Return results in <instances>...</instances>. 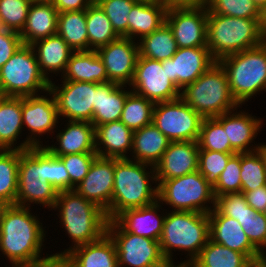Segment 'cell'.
<instances>
[{
    "instance_id": "obj_1",
    "label": "cell",
    "mask_w": 266,
    "mask_h": 267,
    "mask_svg": "<svg viewBox=\"0 0 266 267\" xmlns=\"http://www.w3.org/2000/svg\"><path fill=\"white\" fill-rule=\"evenodd\" d=\"M32 214L30 207L14 204L0 220V251L12 267H33L53 257L41 258L45 231L38 216Z\"/></svg>"
},
{
    "instance_id": "obj_2",
    "label": "cell",
    "mask_w": 266,
    "mask_h": 267,
    "mask_svg": "<svg viewBox=\"0 0 266 267\" xmlns=\"http://www.w3.org/2000/svg\"><path fill=\"white\" fill-rule=\"evenodd\" d=\"M113 182L111 206L106 212L108 221L124 210L146 207L157 201L158 188L156 185L152 188L150 183H157L155 167L150 164L114 158Z\"/></svg>"
},
{
    "instance_id": "obj_3",
    "label": "cell",
    "mask_w": 266,
    "mask_h": 267,
    "mask_svg": "<svg viewBox=\"0 0 266 267\" xmlns=\"http://www.w3.org/2000/svg\"><path fill=\"white\" fill-rule=\"evenodd\" d=\"M57 209L59 222L74 245L52 254L53 257H63L72 248L97 241L106 233L108 219L105 211L75 190L58 192L53 210Z\"/></svg>"
},
{
    "instance_id": "obj_4",
    "label": "cell",
    "mask_w": 266,
    "mask_h": 267,
    "mask_svg": "<svg viewBox=\"0 0 266 267\" xmlns=\"http://www.w3.org/2000/svg\"><path fill=\"white\" fill-rule=\"evenodd\" d=\"M170 212L165 215L159 239L162 255L169 264H173L172 250L187 251L189 259L181 264H191L210 239L209 214L191 211Z\"/></svg>"
},
{
    "instance_id": "obj_5",
    "label": "cell",
    "mask_w": 266,
    "mask_h": 267,
    "mask_svg": "<svg viewBox=\"0 0 266 267\" xmlns=\"http://www.w3.org/2000/svg\"><path fill=\"white\" fill-rule=\"evenodd\" d=\"M260 20L214 14L207 9V47L212 57L219 61L261 45L266 39L260 30Z\"/></svg>"
},
{
    "instance_id": "obj_6",
    "label": "cell",
    "mask_w": 266,
    "mask_h": 267,
    "mask_svg": "<svg viewBox=\"0 0 266 267\" xmlns=\"http://www.w3.org/2000/svg\"><path fill=\"white\" fill-rule=\"evenodd\" d=\"M181 98L203 118H214L240 107L231 93L226 71L218 61L181 90Z\"/></svg>"
},
{
    "instance_id": "obj_7",
    "label": "cell",
    "mask_w": 266,
    "mask_h": 267,
    "mask_svg": "<svg viewBox=\"0 0 266 267\" xmlns=\"http://www.w3.org/2000/svg\"><path fill=\"white\" fill-rule=\"evenodd\" d=\"M218 62L226 71L231 93L239 105L266 89V40Z\"/></svg>"
},
{
    "instance_id": "obj_8",
    "label": "cell",
    "mask_w": 266,
    "mask_h": 267,
    "mask_svg": "<svg viewBox=\"0 0 266 267\" xmlns=\"http://www.w3.org/2000/svg\"><path fill=\"white\" fill-rule=\"evenodd\" d=\"M49 86L50 81L42 74L31 45L22 44L0 69L1 96L39 95L47 92Z\"/></svg>"
},
{
    "instance_id": "obj_9",
    "label": "cell",
    "mask_w": 266,
    "mask_h": 267,
    "mask_svg": "<svg viewBox=\"0 0 266 267\" xmlns=\"http://www.w3.org/2000/svg\"><path fill=\"white\" fill-rule=\"evenodd\" d=\"M156 182L157 200L161 204L165 202L171 206L172 211L209 214L215 207L213 187L199 171L169 180H156ZM210 203L213 205L211 206ZM207 204H210V207Z\"/></svg>"
},
{
    "instance_id": "obj_10",
    "label": "cell",
    "mask_w": 266,
    "mask_h": 267,
    "mask_svg": "<svg viewBox=\"0 0 266 267\" xmlns=\"http://www.w3.org/2000/svg\"><path fill=\"white\" fill-rule=\"evenodd\" d=\"M106 233L117 252L118 267H168L159 241L125 231L114 219L107 222Z\"/></svg>"
},
{
    "instance_id": "obj_11",
    "label": "cell",
    "mask_w": 266,
    "mask_h": 267,
    "mask_svg": "<svg viewBox=\"0 0 266 267\" xmlns=\"http://www.w3.org/2000/svg\"><path fill=\"white\" fill-rule=\"evenodd\" d=\"M203 119L179 97L155 103L152 124L171 142L197 141Z\"/></svg>"
},
{
    "instance_id": "obj_12",
    "label": "cell",
    "mask_w": 266,
    "mask_h": 267,
    "mask_svg": "<svg viewBox=\"0 0 266 267\" xmlns=\"http://www.w3.org/2000/svg\"><path fill=\"white\" fill-rule=\"evenodd\" d=\"M39 178V146L19 150L16 205L30 207L33 203L52 210L58 191L51 183L41 182Z\"/></svg>"
},
{
    "instance_id": "obj_13",
    "label": "cell",
    "mask_w": 266,
    "mask_h": 267,
    "mask_svg": "<svg viewBox=\"0 0 266 267\" xmlns=\"http://www.w3.org/2000/svg\"><path fill=\"white\" fill-rule=\"evenodd\" d=\"M132 91L153 103L181 97V91L170 81L166 72V60L158 61L141 57L137 60L132 82Z\"/></svg>"
},
{
    "instance_id": "obj_14",
    "label": "cell",
    "mask_w": 266,
    "mask_h": 267,
    "mask_svg": "<svg viewBox=\"0 0 266 267\" xmlns=\"http://www.w3.org/2000/svg\"><path fill=\"white\" fill-rule=\"evenodd\" d=\"M59 86L52 81L49 86V91L56 101L59 117H66L67 121L91 123L95 109L96 83L62 81Z\"/></svg>"
},
{
    "instance_id": "obj_15",
    "label": "cell",
    "mask_w": 266,
    "mask_h": 267,
    "mask_svg": "<svg viewBox=\"0 0 266 267\" xmlns=\"http://www.w3.org/2000/svg\"><path fill=\"white\" fill-rule=\"evenodd\" d=\"M50 98L44 95H33L22 97V118L23 126L30 131L23 143H19L18 150L24 151L31 147L43 146L42 142L36 137L46 133H53L58 120L60 119L55 98L48 90ZM39 135V136H38ZM41 143V144H40Z\"/></svg>"
},
{
    "instance_id": "obj_16",
    "label": "cell",
    "mask_w": 266,
    "mask_h": 267,
    "mask_svg": "<svg viewBox=\"0 0 266 267\" xmlns=\"http://www.w3.org/2000/svg\"><path fill=\"white\" fill-rule=\"evenodd\" d=\"M96 52L105 65L109 82L130 85L140 55L138 41L120 36Z\"/></svg>"
},
{
    "instance_id": "obj_17",
    "label": "cell",
    "mask_w": 266,
    "mask_h": 267,
    "mask_svg": "<svg viewBox=\"0 0 266 267\" xmlns=\"http://www.w3.org/2000/svg\"><path fill=\"white\" fill-rule=\"evenodd\" d=\"M166 23L178 48L207 46V7L167 9Z\"/></svg>"
},
{
    "instance_id": "obj_18",
    "label": "cell",
    "mask_w": 266,
    "mask_h": 267,
    "mask_svg": "<svg viewBox=\"0 0 266 267\" xmlns=\"http://www.w3.org/2000/svg\"><path fill=\"white\" fill-rule=\"evenodd\" d=\"M216 62L207 46L178 48L171 59H166V72L181 91Z\"/></svg>"
},
{
    "instance_id": "obj_19",
    "label": "cell",
    "mask_w": 266,
    "mask_h": 267,
    "mask_svg": "<svg viewBox=\"0 0 266 267\" xmlns=\"http://www.w3.org/2000/svg\"><path fill=\"white\" fill-rule=\"evenodd\" d=\"M209 234L210 240L245 254L254 264L266 259L251 243L241 224L236 219L221 215L215 208L209 213Z\"/></svg>"
},
{
    "instance_id": "obj_20",
    "label": "cell",
    "mask_w": 266,
    "mask_h": 267,
    "mask_svg": "<svg viewBox=\"0 0 266 267\" xmlns=\"http://www.w3.org/2000/svg\"><path fill=\"white\" fill-rule=\"evenodd\" d=\"M114 158L97 156L87 175L74 190L98 205L105 213L110 209L114 187Z\"/></svg>"
},
{
    "instance_id": "obj_21",
    "label": "cell",
    "mask_w": 266,
    "mask_h": 267,
    "mask_svg": "<svg viewBox=\"0 0 266 267\" xmlns=\"http://www.w3.org/2000/svg\"><path fill=\"white\" fill-rule=\"evenodd\" d=\"M197 141L170 142L161 160L154 166L156 180H169L198 171Z\"/></svg>"
},
{
    "instance_id": "obj_22",
    "label": "cell",
    "mask_w": 266,
    "mask_h": 267,
    "mask_svg": "<svg viewBox=\"0 0 266 267\" xmlns=\"http://www.w3.org/2000/svg\"><path fill=\"white\" fill-rule=\"evenodd\" d=\"M237 109L236 112L232 110L215 118L223 125L227 139H229L231 148L235 153L257 151L258 145L255 144L256 146L252 147L250 144L256 139L258 132L261 131L263 122L260 118L256 119V116L248 114V112H237Z\"/></svg>"
},
{
    "instance_id": "obj_23",
    "label": "cell",
    "mask_w": 266,
    "mask_h": 267,
    "mask_svg": "<svg viewBox=\"0 0 266 267\" xmlns=\"http://www.w3.org/2000/svg\"><path fill=\"white\" fill-rule=\"evenodd\" d=\"M160 202L140 208L127 209L114 220L127 232L159 241L165 215L158 214Z\"/></svg>"
},
{
    "instance_id": "obj_24",
    "label": "cell",
    "mask_w": 266,
    "mask_h": 267,
    "mask_svg": "<svg viewBox=\"0 0 266 267\" xmlns=\"http://www.w3.org/2000/svg\"><path fill=\"white\" fill-rule=\"evenodd\" d=\"M63 257L72 267H118L116 246L107 233L97 241L72 248Z\"/></svg>"
},
{
    "instance_id": "obj_25",
    "label": "cell",
    "mask_w": 266,
    "mask_h": 267,
    "mask_svg": "<svg viewBox=\"0 0 266 267\" xmlns=\"http://www.w3.org/2000/svg\"><path fill=\"white\" fill-rule=\"evenodd\" d=\"M132 142L133 131L120 120L107 122L95 128V149L99 157L129 158L126 154L128 151L131 152Z\"/></svg>"
},
{
    "instance_id": "obj_26",
    "label": "cell",
    "mask_w": 266,
    "mask_h": 267,
    "mask_svg": "<svg viewBox=\"0 0 266 267\" xmlns=\"http://www.w3.org/2000/svg\"><path fill=\"white\" fill-rule=\"evenodd\" d=\"M65 128L56 135L58 147L45 146L53 155L96 153L95 127L90 122L68 121Z\"/></svg>"
},
{
    "instance_id": "obj_27",
    "label": "cell",
    "mask_w": 266,
    "mask_h": 267,
    "mask_svg": "<svg viewBox=\"0 0 266 267\" xmlns=\"http://www.w3.org/2000/svg\"><path fill=\"white\" fill-rule=\"evenodd\" d=\"M57 23L58 10L51 1H33L26 24L19 34L23 44L31 45L57 34Z\"/></svg>"
},
{
    "instance_id": "obj_28",
    "label": "cell",
    "mask_w": 266,
    "mask_h": 267,
    "mask_svg": "<svg viewBox=\"0 0 266 267\" xmlns=\"http://www.w3.org/2000/svg\"><path fill=\"white\" fill-rule=\"evenodd\" d=\"M126 85L113 82L96 83L95 109L91 124L97 126L113 121H119L122 116L123 106L129 93Z\"/></svg>"
},
{
    "instance_id": "obj_29",
    "label": "cell",
    "mask_w": 266,
    "mask_h": 267,
    "mask_svg": "<svg viewBox=\"0 0 266 267\" xmlns=\"http://www.w3.org/2000/svg\"><path fill=\"white\" fill-rule=\"evenodd\" d=\"M166 13L167 8L161 0L138 1L128 16V38L135 41L150 35L166 22Z\"/></svg>"
},
{
    "instance_id": "obj_30",
    "label": "cell",
    "mask_w": 266,
    "mask_h": 267,
    "mask_svg": "<svg viewBox=\"0 0 266 267\" xmlns=\"http://www.w3.org/2000/svg\"><path fill=\"white\" fill-rule=\"evenodd\" d=\"M42 74L51 82L49 73H64L74 50L58 34L31 44ZM56 72V73H55Z\"/></svg>"
},
{
    "instance_id": "obj_31",
    "label": "cell",
    "mask_w": 266,
    "mask_h": 267,
    "mask_svg": "<svg viewBox=\"0 0 266 267\" xmlns=\"http://www.w3.org/2000/svg\"><path fill=\"white\" fill-rule=\"evenodd\" d=\"M62 81L108 82L105 65L96 50L74 51L69 58Z\"/></svg>"
},
{
    "instance_id": "obj_32",
    "label": "cell",
    "mask_w": 266,
    "mask_h": 267,
    "mask_svg": "<svg viewBox=\"0 0 266 267\" xmlns=\"http://www.w3.org/2000/svg\"><path fill=\"white\" fill-rule=\"evenodd\" d=\"M170 140L163 135L154 124H149L133 131L132 157L142 163L155 166L162 158L170 144Z\"/></svg>"
},
{
    "instance_id": "obj_33",
    "label": "cell",
    "mask_w": 266,
    "mask_h": 267,
    "mask_svg": "<svg viewBox=\"0 0 266 267\" xmlns=\"http://www.w3.org/2000/svg\"><path fill=\"white\" fill-rule=\"evenodd\" d=\"M23 128L22 97L0 95V149H18L15 145Z\"/></svg>"
},
{
    "instance_id": "obj_34",
    "label": "cell",
    "mask_w": 266,
    "mask_h": 267,
    "mask_svg": "<svg viewBox=\"0 0 266 267\" xmlns=\"http://www.w3.org/2000/svg\"><path fill=\"white\" fill-rule=\"evenodd\" d=\"M253 264L245 254L210 239L191 263L193 267H252Z\"/></svg>"
},
{
    "instance_id": "obj_35",
    "label": "cell",
    "mask_w": 266,
    "mask_h": 267,
    "mask_svg": "<svg viewBox=\"0 0 266 267\" xmlns=\"http://www.w3.org/2000/svg\"><path fill=\"white\" fill-rule=\"evenodd\" d=\"M57 34L74 51H88L86 10L58 13Z\"/></svg>"
},
{
    "instance_id": "obj_36",
    "label": "cell",
    "mask_w": 266,
    "mask_h": 267,
    "mask_svg": "<svg viewBox=\"0 0 266 267\" xmlns=\"http://www.w3.org/2000/svg\"><path fill=\"white\" fill-rule=\"evenodd\" d=\"M138 41L140 56L158 61L171 59L178 49L173 31L166 22Z\"/></svg>"
},
{
    "instance_id": "obj_37",
    "label": "cell",
    "mask_w": 266,
    "mask_h": 267,
    "mask_svg": "<svg viewBox=\"0 0 266 267\" xmlns=\"http://www.w3.org/2000/svg\"><path fill=\"white\" fill-rule=\"evenodd\" d=\"M86 27L89 50H97L120 37L95 1L86 9Z\"/></svg>"
},
{
    "instance_id": "obj_38",
    "label": "cell",
    "mask_w": 266,
    "mask_h": 267,
    "mask_svg": "<svg viewBox=\"0 0 266 267\" xmlns=\"http://www.w3.org/2000/svg\"><path fill=\"white\" fill-rule=\"evenodd\" d=\"M19 150L0 149V198L16 204L18 192Z\"/></svg>"
},
{
    "instance_id": "obj_39",
    "label": "cell",
    "mask_w": 266,
    "mask_h": 267,
    "mask_svg": "<svg viewBox=\"0 0 266 267\" xmlns=\"http://www.w3.org/2000/svg\"><path fill=\"white\" fill-rule=\"evenodd\" d=\"M155 103L131 91L127 96L120 121L132 131L152 123Z\"/></svg>"
},
{
    "instance_id": "obj_40",
    "label": "cell",
    "mask_w": 266,
    "mask_h": 267,
    "mask_svg": "<svg viewBox=\"0 0 266 267\" xmlns=\"http://www.w3.org/2000/svg\"><path fill=\"white\" fill-rule=\"evenodd\" d=\"M39 180L51 183L57 191L70 190V177L64 163L46 147L39 146Z\"/></svg>"
},
{
    "instance_id": "obj_41",
    "label": "cell",
    "mask_w": 266,
    "mask_h": 267,
    "mask_svg": "<svg viewBox=\"0 0 266 267\" xmlns=\"http://www.w3.org/2000/svg\"><path fill=\"white\" fill-rule=\"evenodd\" d=\"M197 142L199 150L235 154L223 125L215 117L203 119Z\"/></svg>"
},
{
    "instance_id": "obj_42",
    "label": "cell",
    "mask_w": 266,
    "mask_h": 267,
    "mask_svg": "<svg viewBox=\"0 0 266 267\" xmlns=\"http://www.w3.org/2000/svg\"><path fill=\"white\" fill-rule=\"evenodd\" d=\"M240 167L241 191L266 185V169L258 151L240 153Z\"/></svg>"
},
{
    "instance_id": "obj_43",
    "label": "cell",
    "mask_w": 266,
    "mask_h": 267,
    "mask_svg": "<svg viewBox=\"0 0 266 267\" xmlns=\"http://www.w3.org/2000/svg\"><path fill=\"white\" fill-rule=\"evenodd\" d=\"M34 0H0V28L20 34Z\"/></svg>"
},
{
    "instance_id": "obj_44",
    "label": "cell",
    "mask_w": 266,
    "mask_h": 267,
    "mask_svg": "<svg viewBox=\"0 0 266 267\" xmlns=\"http://www.w3.org/2000/svg\"><path fill=\"white\" fill-rule=\"evenodd\" d=\"M139 0H95L101 7L113 29L121 37L128 38V16Z\"/></svg>"
},
{
    "instance_id": "obj_45",
    "label": "cell",
    "mask_w": 266,
    "mask_h": 267,
    "mask_svg": "<svg viewBox=\"0 0 266 267\" xmlns=\"http://www.w3.org/2000/svg\"><path fill=\"white\" fill-rule=\"evenodd\" d=\"M207 9L231 17L261 18V10L253 0H209Z\"/></svg>"
},
{
    "instance_id": "obj_46",
    "label": "cell",
    "mask_w": 266,
    "mask_h": 267,
    "mask_svg": "<svg viewBox=\"0 0 266 267\" xmlns=\"http://www.w3.org/2000/svg\"><path fill=\"white\" fill-rule=\"evenodd\" d=\"M221 215L241 221L256 212L248 205L243 192L227 193L215 197V207Z\"/></svg>"
},
{
    "instance_id": "obj_47",
    "label": "cell",
    "mask_w": 266,
    "mask_h": 267,
    "mask_svg": "<svg viewBox=\"0 0 266 267\" xmlns=\"http://www.w3.org/2000/svg\"><path fill=\"white\" fill-rule=\"evenodd\" d=\"M232 155L210 150H199L198 171L212 187L218 182L221 173Z\"/></svg>"
},
{
    "instance_id": "obj_48",
    "label": "cell",
    "mask_w": 266,
    "mask_h": 267,
    "mask_svg": "<svg viewBox=\"0 0 266 267\" xmlns=\"http://www.w3.org/2000/svg\"><path fill=\"white\" fill-rule=\"evenodd\" d=\"M240 153L233 154L213 187L214 197L227 193L241 192Z\"/></svg>"
},
{
    "instance_id": "obj_49",
    "label": "cell",
    "mask_w": 266,
    "mask_h": 267,
    "mask_svg": "<svg viewBox=\"0 0 266 267\" xmlns=\"http://www.w3.org/2000/svg\"><path fill=\"white\" fill-rule=\"evenodd\" d=\"M97 156V153H75L56 156L64 163L69 174L70 190H74L75 186L84 179Z\"/></svg>"
},
{
    "instance_id": "obj_50",
    "label": "cell",
    "mask_w": 266,
    "mask_h": 267,
    "mask_svg": "<svg viewBox=\"0 0 266 267\" xmlns=\"http://www.w3.org/2000/svg\"><path fill=\"white\" fill-rule=\"evenodd\" d=\"M251 243L266 256V216L265 213H252L238 221ZM265 250V251H264Z\"/></svg>"
},
{
    "instance_id": "obj_51",
    "label": "cell",
    "mask_w": 266,
    "mask_h": 267,
    "mask_svg": "<svg viewBox=\"0 0 266 267\" xmlns=\"http://www.w3.org/2000/svg\"><path fill=\"white\" fill-rule=\"evenodd\" d=\"M22 44L19 33L0 28V69Z\"/></svg>"
},
{
    "instance_id": "obj_52",
    "label": "cell",
    "mask_w": 266,
    "mask_h": 267,
    "mask_svg": "<svg viewBox=\"0 0 266 267\" xmlns=\"http://www.w3.org/2000/svg\"><path fill=\"white\" fill-rule=\"evenodd\" d=\"M245 195V199L249 206L256 212L264 213L266 210V185L260 186L255 190L241 191Z\"/></svg>"
},
{
    "instance_id": "obj_53",
    "label": "cell",
    "mask_w": 266,
    "mask_h": 267,
    "mask_svg": "<svg viewBox=\"0 0 266 267\" xmlns=\"http://www.w3.org/2000/svg\"><path fill=\"white\" fill-rule=\"evenodd\" d=\"M95 0H51L54 7L61 12L86 10Z\"/></svg>"
},
{
    "instance_id": "obj_54",
    "label": "cell",
    "mask_w": 266,
    "mask_h": 267,
    "mask_svg": "<svg viewBox=\"0 0 266 267\" xmlns=\"http://www.w3.org/2000/svg\"><path fill=\"white\" fill-rule=\"evenodd\" d=\"M167 9L186 7H207L209 0H161Z\"/></svg>"
},
{
    "instance_id": "obj_55",
    "label": "cell",
    "mask_w": 266,
    "mask_h": 267,
    "mask_svg": "<svg viewBox=\"0 0 266 267\" xmlns=\"http://www.w3.org/2000/svg\"><path fill=\"white\" fill-rule=\"evenodd\" d=\"M33 267H72L64 257H51Z\"/></svg>"
},
{
    "instance_id": "obj_56",
    "label": "cell",
    "mask_w": 266,
    "mask_h": 267,
    "mask_svg": "<svg viewBox=\"0 0 266 267\" xmlns=\"http://www.w3.org/2000/svg\"><path fill=\"white\" fill-rule=\"evenodd\" d=\"M260 30L266 39V6L261 10Z\"/></svg>"
},
{
    "instance_id": "obj_57",
    "label": "cell",
    "mask_w": 266,
    "mask_h": 267,
    "mask_svg": "<svg viewBox=\"0 0 266 267\" xmlns=\"http://www.w3.org/2000/svg\"><path fill=\"white\" fill-rule=\"evenodd\" d=\"M257 151L261 155V157L264 161L265 169H266V144H260V145L258 144Z\"/></svg>"
},
{
    "instance_id": "obj_58",
    "label": "cell",
    "mask_w": 266,
    "mask_h": 267,
    "mask_svg": "<svg viewBox=\"0 0 266 267\" xmlns=\"http://www.w3.org/2000/svg\"><path fill=\"white\" fill-rule=\"evenodd\" d=\"M10 206V204L4 199L0 198V220L3 218L6 209Z\"/></svg>"
},
{
    "instance_id": "obj_59",
    "label": "cell",
    "mask_w": 266,
    "mask_h": 267,
    "mask_svg": "<svg viewBox=\"0 0 266 267\" xmlns=\"http://www.w3.org/2000/svg\"><path fill=\"white\" fill-rule=\"evenodd\" d=\"M253 2L262 10L266 6V0H253Z\"/></svg>"
},
{
    "instance_id": "obj_60",
    "label": "cell",
    "mask_w": 266,
    "mask_h": 267,
    "mask_svg": "<svg viewBox=\"0 0 266 267\" xmlns=\"http://www.w3.org/2000/svg\"><path fill=\"white\" fill-rule=\"evenodd\" d=\"M175 263L173 264H169L168 267H193L191 264H178V265H174Z\"/></svg>"
},
{
    "instance_id": "obj_61",
    "label": "cell",
    "mask_w": 266,
    "mask_h": 267,
    "mask_svg": "<svg viewBox=\"0 0 266 267\" xmlns=\"http://www.w3.org/2000/svg\"><path fill=\"white\" fill-rule=\"evenodd\" d=\"M252 267H266V259L261 261V262H259V263L253 264Z\"/></svg>"
},
{
    "instance_id": "obj_62",
    "label": "cell",
    "mask_w": 266,
    "mask_h": 267,
    "mask_svg": "<svg viewBox=\"0 0 266 267\" xmlns=\"http://www.w3.org/2000/svg\"><path fill=\"white\" fill-rule=\"evenodd\" d=\"M139 1H157V0H139Z\"/></svg>"
},
{
    "instance_id": "obj_63",
    "label": "cell",
    "mask_w": 266,
    "mask_h": 267,
    "mask_svg": "<svg viewBox=\"0 0 266 267\" xmlns=\"http://www.w3.org/2000/svg\"><path fill=\"white\" fill-rule=\"evenodd\" d=\"M34 1H51V0H34Z\"/></svg>"
}]
</instances>
